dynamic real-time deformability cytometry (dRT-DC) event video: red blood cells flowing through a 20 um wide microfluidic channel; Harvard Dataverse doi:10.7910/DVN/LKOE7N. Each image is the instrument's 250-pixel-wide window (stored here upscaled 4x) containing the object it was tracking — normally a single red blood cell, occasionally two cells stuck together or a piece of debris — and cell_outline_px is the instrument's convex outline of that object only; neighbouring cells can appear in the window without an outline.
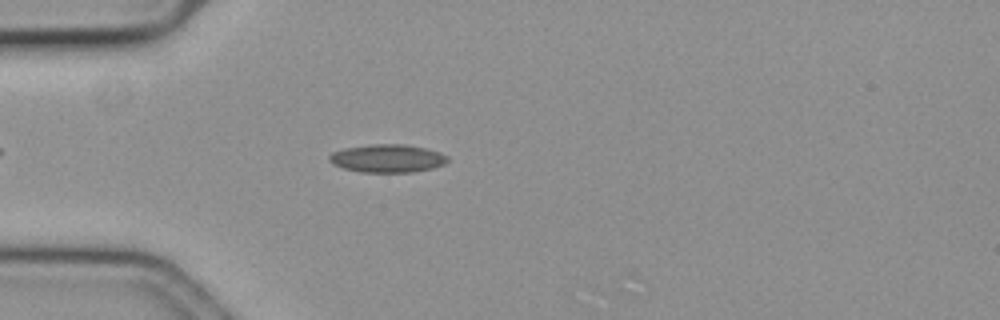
{"species": "common noctule bat (a hibernating species)", "species_latin": "Nyctalus noctula", "temperature_condition": "cold", "stored_images_in_passage": 45, "camera_frame_rate_fps": 3000, "um_per_image_px": 0.085, "animal": {"sex": "female", "body_mass_g": 19.3, "forearm_length_mm": 54.1}, "frame": {"image": 1, "passage_image": 4, "time_ms": 1.0, "image_size_px": [1000, 320], "cell_outline_px": [[448, 160], [444, 164], [432, 168], [416, 172], [360, 172], [344, 168], [332, 164], [328, 160], [328, 156], [332, 152], [344, 148], [368, 144], [404, 144], [424, 148], [440, 152], [448, 156]], "centroid_in_image_um": [32.91, 13.46], "position_along_channel_um": 52.1, "area_um2": 19.48}}
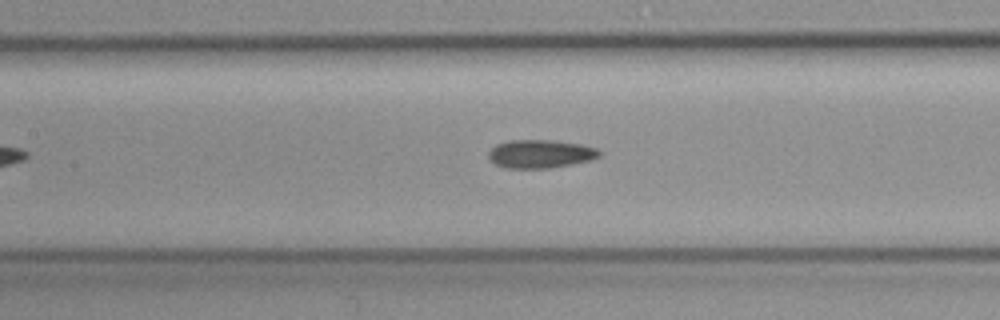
{"frame": {"image": 2, "passage_image": 14, "time_ms": 4.333, "image_size_px": [1000, 320], "cell_outline_px": [[600, 156], [592, 160], [572, 164], [548, 168], [504, 168], [496, 164], [488, 156], [488, 152], [496, 144], [508, 140], [556, 140], [580, 144], [596, 148], [600, 152]], "centroid_in_image_um": [45.93, 13.07], "position_along_channel_um": 161.5, "area_um2": 18.32}}
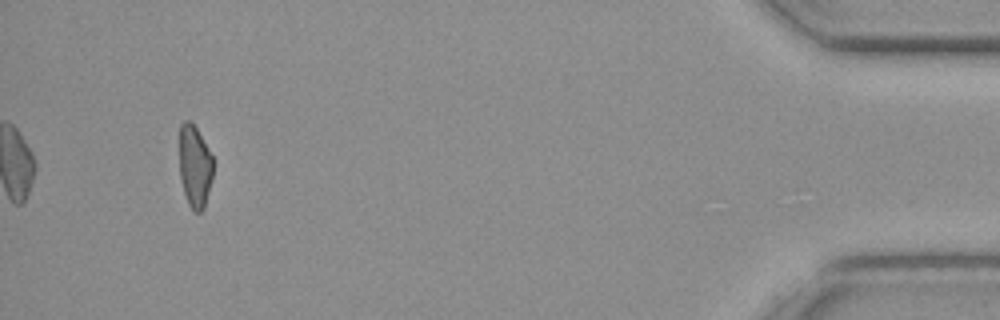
{"frame": {"image": 3, "passage_image": 42, "time_ms": 13.667, "image_size_px": [1000, 320], "cell_outline_px": [[212, 180], [204, 208], [200, 212], [192, 212], [188, 204], [184, 192], [180, 176], [180, 124], [184, 120], [188, 120], [196, 128], [212, 156]], "centroid_in_image_um": [16.55, 14.18], "position_along_channel_um": 418.7, "area_um2": 16.01}, "authors_computed_cell_mechanics": {"area_um2": 17.5712, "velocity_mm_per_s": 3.5902, "shape_relaxation_time_tau1_ms": null, "shape_relaxation_time_tau2_ms": 5.0898, "deformation_change_tau1": null, "deformation_change_tau2": 0.1383}}